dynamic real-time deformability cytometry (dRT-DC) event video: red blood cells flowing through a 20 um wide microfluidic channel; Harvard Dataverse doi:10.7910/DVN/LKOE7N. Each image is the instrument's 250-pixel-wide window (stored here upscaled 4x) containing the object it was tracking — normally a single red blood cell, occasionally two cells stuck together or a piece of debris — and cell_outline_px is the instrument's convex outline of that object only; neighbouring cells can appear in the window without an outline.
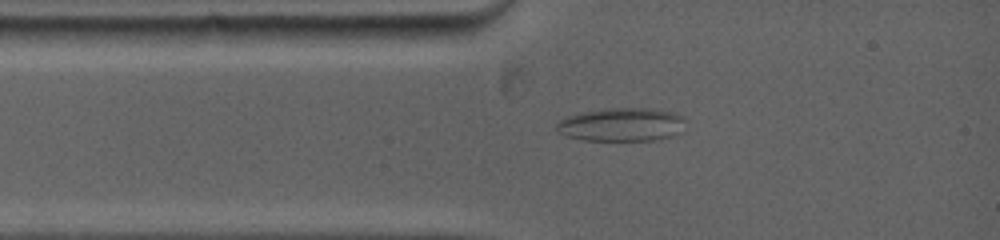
{"species": "common noctule bat (a hibernating species)", "species_latin": "Nyctalus noctula", "temperature_condition": "warm", "stored_images_in_passage": 72, "camera_frame_rate_fps": 5000, "um_per_image_px": 0.085, "animal": {"sex": "female", "body_mass_g": 19.0, "forearm_length_mm": 53.3}, "frame": {"image": 1, "passage_image": 1, "time_ms": 0.0, "image_size_px": [1000, 240], "cell_outline_px": [[684, 132], [672, 136], [652, 140], [584, 140], [568, 136], [556, 132], [556, 124], [560, 120], [568, 116], [584, 112], [612, 108], [652, 108], [672, 112], [684, 116]], "centroid_in_image_um": [52.88, 10.59], "position_along_channel_um": 32.1, "area_um2": 25.14}}
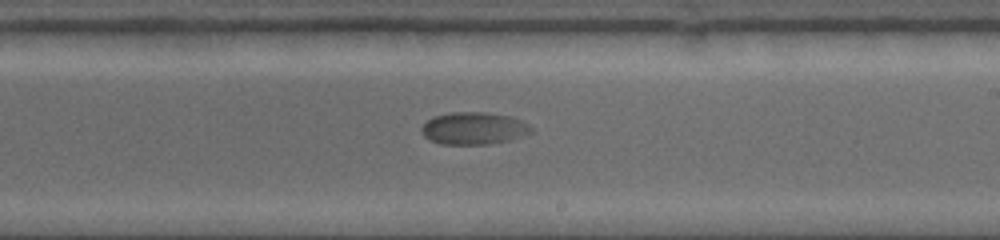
{"frame": {"image": 2, "passage_image": 25, "time_ms": 5.8, "image_size_px": [1000, 240], "cell_outline_px": [[532, 132], [512, 140], [492, 144], [440, 144], [428, 140], [424, 136], [420, 128], [432, 116], [452, 112], [488, 112], [512, 116], [528, 124], [532, 128]], "centroid_in_image_um": [40.27, 10.91], "position_along_channel_um": 248.7, "area_um2": 20.92}}
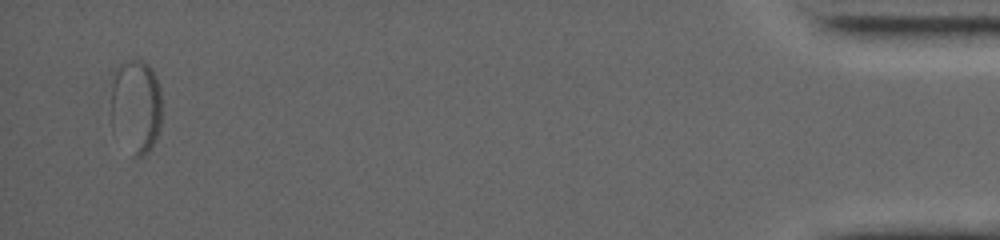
{"frame": {"image": 3, "passage_image": 64, "time_ms": 13.8, "image_size_px": [1000, 240], "cell_outline_px": [[160, 132], [156, 140], [148, 152], [140, 160], [132, 156], [112, 132], [112, 72], [116, 68], [128, 60], [144, 60], [152, 68], [156, 76], [160, 92]], "centroid_in_image_um": [11.54, 9.08], "position_along_channel_um": 423.7, "area_um2": 28.61}}